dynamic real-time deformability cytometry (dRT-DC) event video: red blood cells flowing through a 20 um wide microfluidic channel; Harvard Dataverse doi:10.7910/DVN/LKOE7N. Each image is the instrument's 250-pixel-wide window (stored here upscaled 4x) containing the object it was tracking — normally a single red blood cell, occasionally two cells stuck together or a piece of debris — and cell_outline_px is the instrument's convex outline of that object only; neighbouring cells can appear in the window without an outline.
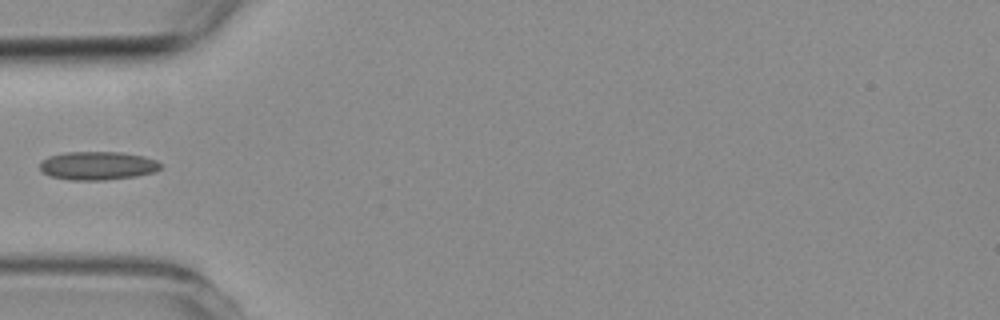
{"species": "common noctule bat (a hibernating species)", "species_latin": "Nyctalus noctula", "temperature_condition": "room temperature", "stored_images_in_passage": 4, "camera_frame_rate_fps": 3000, "um_per_image_px": 0.085, "animal": {"sex": "female", "body_mass_g": 19.3, "forearm_length_mm": 54.1}, "frame": {"image": 1, "passage_image": 4, "time_ms": 4.333, "image_size_px": [1000, 320], "cell_outline_px": [[164, 164], [156, 172], [136, 176], [104, 180], [68, 180], [52, 176], [44, 172], [40, 168], [40, 160], [48, 156], [68, 152], [120, 152], [144, 156], [156, 160]], "centroid_in_image_um": [8.33, 14.08], "position_along_channel_um": 76.7, "area_um2": 20.11}}